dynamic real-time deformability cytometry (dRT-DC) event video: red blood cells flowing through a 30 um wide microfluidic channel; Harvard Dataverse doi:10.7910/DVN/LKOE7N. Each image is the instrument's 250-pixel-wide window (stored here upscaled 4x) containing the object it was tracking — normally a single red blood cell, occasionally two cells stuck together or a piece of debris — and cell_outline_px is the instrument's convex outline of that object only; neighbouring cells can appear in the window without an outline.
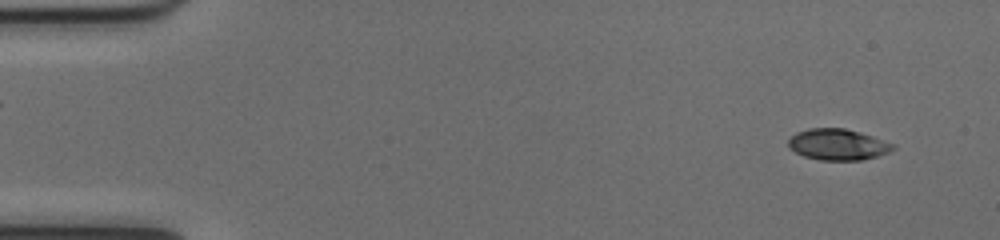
{"species": "common noctule bat (a hibernating species)", "species_latin": "Nyctalus noctula", "temperature_condition": "cold", "stored_images_in_passage": 51, "camera_frame_rate_fps": 3000, "um_per_image_px": 0.085, "animal": {"sex": "female", "body_mass_g": 17.0, "forearm_length_mm": 48.0}, "frame": {"image": 1, "passage_image": 3, "time_ms": 0.667, "image_size_px": [1000, 240], "cell_outline_px": [[896, 148], [888, 152], [876, 156], [860, 160], [820, 160], [804, 156], [788, 148], [788, 140], [796, 132], [808, 128], [844, 128], [860, 132], [896, 144]], "centroid_in_image_um": [71.21, 12.27], "position_along_channel_um": 13.8, "area_um2": 19.02}}
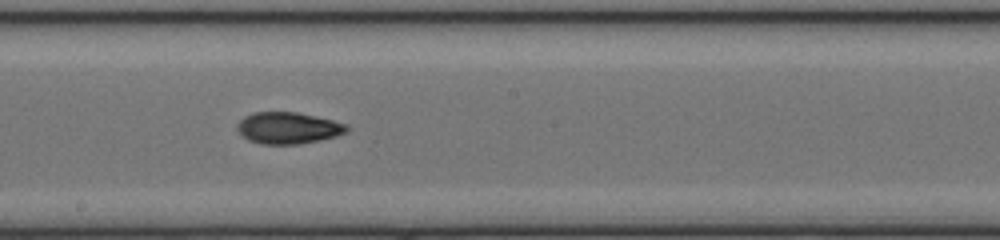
{"frame": {"image": 2, "passage_image": 28, "time_ms": 9.0, "image_size_px": [1000, 240], "cell_outline_px": [[352, 128], [348, 132], [336, 136], [320, 140], [300, 144], [260, 144], [248, 140], [240, 136], [236, 128], [236, 124], [244, 116], [252, 112], [296, 112], [316, 116], [348, 124]], "centroid_in_image_um": [24.49, 10.88], "position_along_channel_um": 223.7, "area_um2": 20.58}}
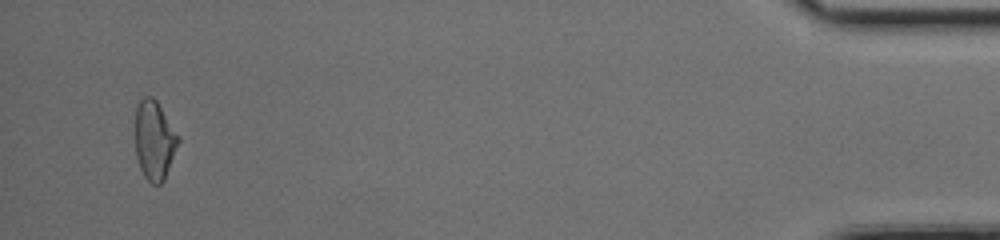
{"frame": {"image": 3, "passage_image": 49, "time_ms": 16.0, "image_size_px": [1000, 240], "cell_outline_px": [[180, 140], [164, 180], [160, 184], [152, 184], [144, 176], [140, 168], [136, 156], [136, 108], [140, 100], [144, 96], [152, 96], [156, 100], [180, 136]], "centroid_in_image_um": [13.13, 11.92], "position_along_channel_um": 422.1, "area_um2": 19.77}, "authors_computed_cell_mechanics": {"area_um2": 19.652, "velocity_mm_per_s": 4.0171, "shape_relaxation_time_tau1_ms": 6.8832, "shape_relaxation_time_tau2_ms": 4.3327, "deformation_change_tau1": 0.1916, "deformation_change_tau2": 0.1017}}